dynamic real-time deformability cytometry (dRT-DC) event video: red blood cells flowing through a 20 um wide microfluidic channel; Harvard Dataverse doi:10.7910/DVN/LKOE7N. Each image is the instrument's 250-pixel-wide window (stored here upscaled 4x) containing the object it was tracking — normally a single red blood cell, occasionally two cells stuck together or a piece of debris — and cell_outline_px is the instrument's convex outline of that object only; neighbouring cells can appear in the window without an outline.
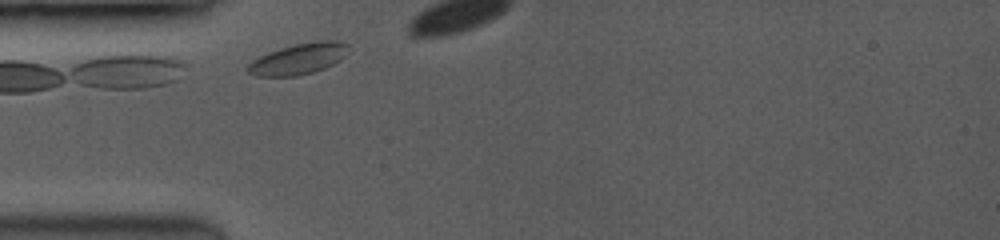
{"species": "common noctule bat (a hibernating species)", "species_latin": "Nyctalus noctula", "temperature_condition": "room temperature", "stored_images_in_passage": 10, "camera_frame_rate_fps": 3500, "um_per_image_px": 0.085, "animal": {"sex": "female", "body_mass_g": 19.0, "forearm_length_mm": 53.3}, "frame": {"image": 1, "passage_image": 2, "time_ms": 0.286, "image_size_px": [1000, 240], "cell_outline_px": [[348, 44], [344, 56], [340, 60], [324, 68], [312, 72], [296, 76], [256, 76], [248, 72], [248, 64], [252, 60], [268, 52], [280, 48], [296, 44], [316, 40], [340, 40]], "centroid_in_image_um": [25.37, 4.99], "position_along_channel_um": 59.6, "area_um2": 18.03}}